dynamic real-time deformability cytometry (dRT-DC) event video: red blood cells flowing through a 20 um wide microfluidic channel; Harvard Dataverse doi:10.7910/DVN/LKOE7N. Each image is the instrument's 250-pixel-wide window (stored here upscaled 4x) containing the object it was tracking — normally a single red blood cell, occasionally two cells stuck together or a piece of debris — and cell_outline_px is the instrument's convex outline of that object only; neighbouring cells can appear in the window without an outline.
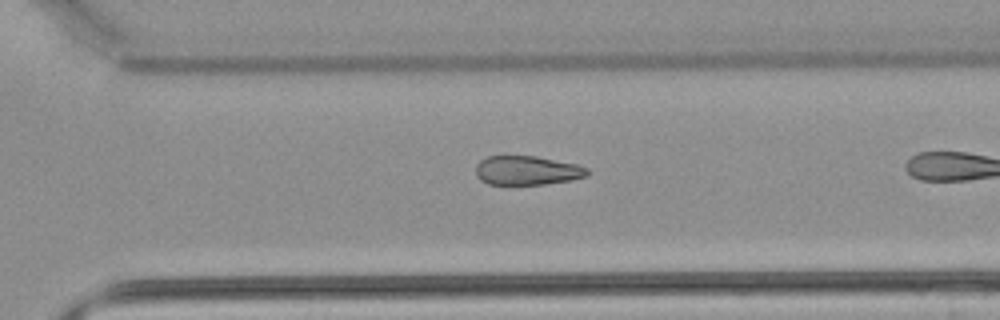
{"species": "common noctule bat (a hibernating species)", "species_latin": "Nyctalus noctula", "temperature_condition": "warm", "stored_images_in_passage": 25, "camera_frame_rate_fps": 3000, "um_per_image_px": 0.085, "animal": {"sex": "male", "body_mass_g": 21.5, "forearm_length_mm": 52.0}, "frame": {"image": 1, "passage_image": 22, "time_ms": 7.0, "image_size_px": [1000, 320], "cell_outline_px": [[588, 176], [572, 180], [544, 184], [488, 184], [480, 180], [476, 176], [476, 164], [484, 156], [536, 156], [576, 164], [588, 168]], "centroid_in_image_um": [44.78, 14.48], "position_along_channel_um": 325.8, "area_um2": 19.02}}